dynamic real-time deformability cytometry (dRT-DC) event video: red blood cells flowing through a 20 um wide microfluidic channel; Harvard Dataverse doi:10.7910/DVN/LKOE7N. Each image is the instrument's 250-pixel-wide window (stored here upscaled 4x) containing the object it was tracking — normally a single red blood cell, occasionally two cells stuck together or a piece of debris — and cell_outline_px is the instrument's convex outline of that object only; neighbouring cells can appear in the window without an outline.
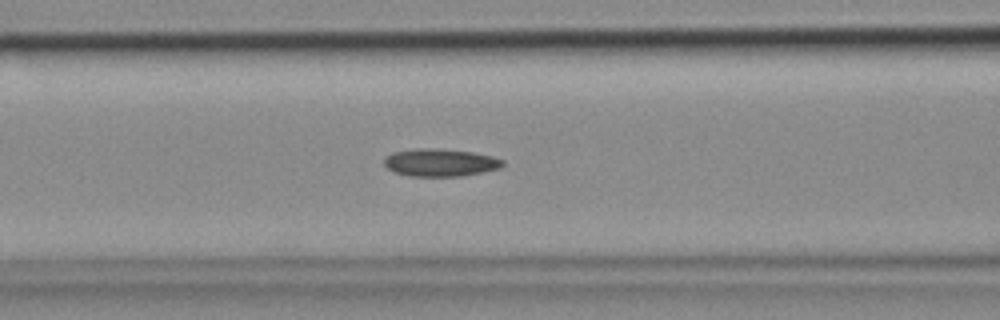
{"species": "common noctule bat (a hibernating species)", "species_latin": "Nyctalus noctula", "temperature_condition": "cold", "stored_images_in_passage": 44, "camera_frame_rate_fps": 3000, "um_per_image_px": 0.085, "animal": {"sex": "female", "body_mass_g": 18.4}, "frame": {"image": 1, "passage_image": 16, "time_ms": 5.0, "image_size_px": [1000, 320], "cell_outline_px": [[504, 164], [500, 168], [460, 176], [412, 176], [396, 172], [388, 168], [384, 164], [384, 156], [392, 152], [416, 148], [432, 148], [472, 152], [492, 156], [504, 160]], "centroid_in_image_um": [37.4, 13.8], "position_along_channel_um": 129.2, "area_um2": 18.96}}
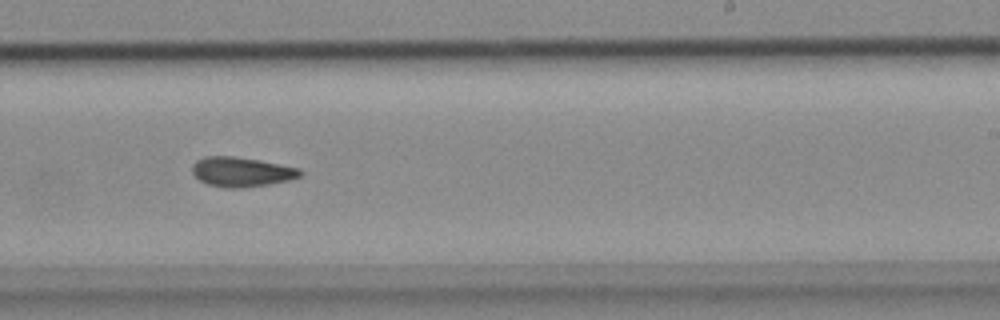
{"frame": {"image": 2, "passage_image": 27, "time_ms": 8.667, "image_size_px": [1000, 320], "cell_outline_px": [[304, 172], [300, 176], [288, 180], [268, 184], [244, 188], [224, 188], [208, 184], [200, 180], [192, 172], [192, 164], [196, 160], [204, 156], [232, 156], [260, 160], [300, 168]], "centroid_in_image_um": [20.52, 14.6], "position_along_channel_um": 268.5, "area_um2": 18.73}}
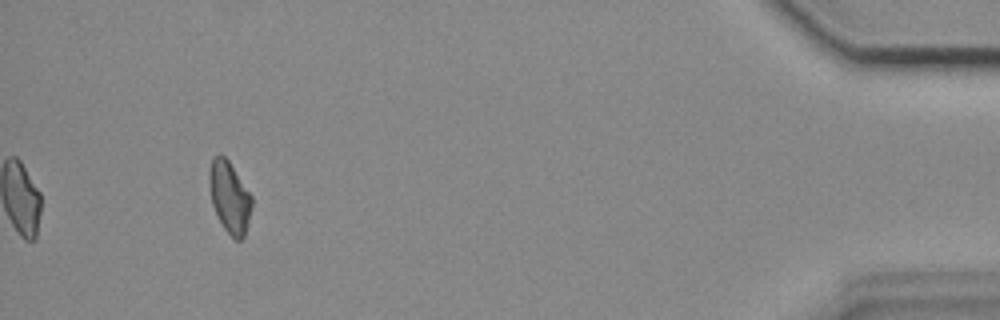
{"frame": {"image": 3, "passage_image": 44, "time_ms": 14.333, "image_size_px": [1000, 320], "cell_outline_px": [[252, 204], [244, 236], [240, 240], [236, 240], [224, 228], [212, 204], [208, 184], [208, 172], [212, 160], [220, 152], [228, 160], [252, 196]], "centroid_in_image_um": [19.49, 16.72], "position_along_channel_um": 415.7, "area_um2": 17.46}}